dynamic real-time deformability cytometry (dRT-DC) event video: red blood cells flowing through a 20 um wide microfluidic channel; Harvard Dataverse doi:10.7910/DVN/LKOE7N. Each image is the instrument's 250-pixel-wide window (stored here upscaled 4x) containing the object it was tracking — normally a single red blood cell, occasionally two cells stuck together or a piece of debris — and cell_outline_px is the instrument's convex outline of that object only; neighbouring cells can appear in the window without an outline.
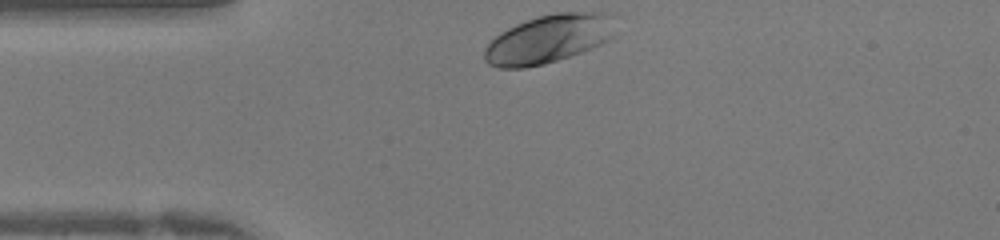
{"species": "human", "species_latin": "Homo sapiens", "temperature_condition": "warm", "stored_images_in_passage": 25, "camera_frame_rate_fps": 3000, "um_per_image_px": 0.085, "donor": {"sex": "female"}, "frame": {"image": 1, "passage_image": 1, "time_ms": 0.0, "image_size_px": [1000, 240], "cell_outline_px": [[616, 36], [592, 48], [544, 64], [524, 68], [500, 68], [488, 64], [484, 60], [484, 48], [500, 32], [516, 24], [540, 16], [556, 12], [604, 12], [612, 16]], "centroid_in_image_um": [46.64, 3.31], "position_along_channel_um": 38.4, "area_um2": 36.88}}
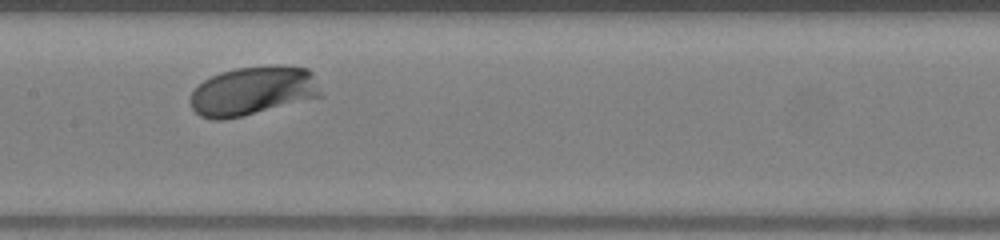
{"frame": {"image": 2, "passage_image": 12, "time_ms": 3.667, "image_size_px": [1000, 240], "cell_outline_px": [[324, 96], [244, 116], [224, 120], [212, 120], [200, 116], [192, 108], [188, 100], [192, 92], [204, 80], [220, 72], [236, 68], [280, 64], [308, 68], [312, 72]], "centroid_in_image_um": [21.52, 7.73], "position_along_channel_um": 185.9, "area_um2": 37.69}}
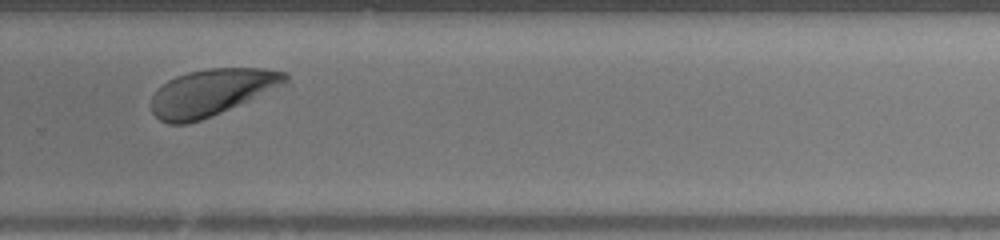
{"frame": {"image": 3, "passage_image": 20, "time_ms": 6.333, "image_size_px": [1000, 240], "cell_outline_px": [[288, 80], [284, 84], [212, 116], [188, 124], [168, 124], [160, 120], [152, 112], [152, 96], [156, 88], [168, 80], [176, 76], [188, 72], [208, 68], [260, 68], [288, 72]], "centroid_in_image_um": [17.94, 7.84], "position_along_channel_um": 311.9, "area_um2": 36.18}}